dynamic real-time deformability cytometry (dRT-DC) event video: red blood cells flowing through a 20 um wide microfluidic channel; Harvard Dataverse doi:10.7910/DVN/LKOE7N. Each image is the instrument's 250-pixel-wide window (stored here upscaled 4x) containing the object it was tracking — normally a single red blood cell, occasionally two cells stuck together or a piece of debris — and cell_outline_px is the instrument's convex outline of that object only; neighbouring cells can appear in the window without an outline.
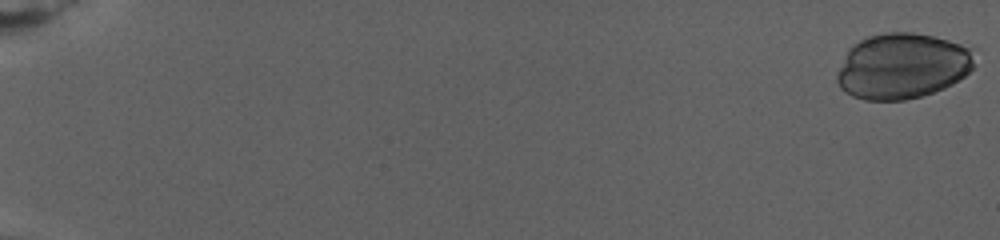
{"species": "human", "species_latin": "Homo sapiens", "temperature_condition": "warm", "stored_images_in_passage": 84, "camera_frame_rate_fps": 3000, "um_per_image_px": 0.085, "donor": {"sex": "female"}, "frame": {"image": 1, "passage_image": 1, "time_ms": 0.0, "image_size_px": [1000, 240], "cell_outline_px": [[972, 68], [964, 76], [952, 84], [944, 88], [920, 96], [904, 100], [864, 100], [852, 96], [844, 92], [840, 88], [836, 80], [836, 72], [848, 48], [852, 44], [868, 36], [884, 32], [912, 32], [932, 36], [948, 40], [960, 44], [968, 48], [972, 60]], "centroid_in_image_um": [76.61, 5.62], "position_along_channel_um": 8.4, "area_um2": 52.48}}
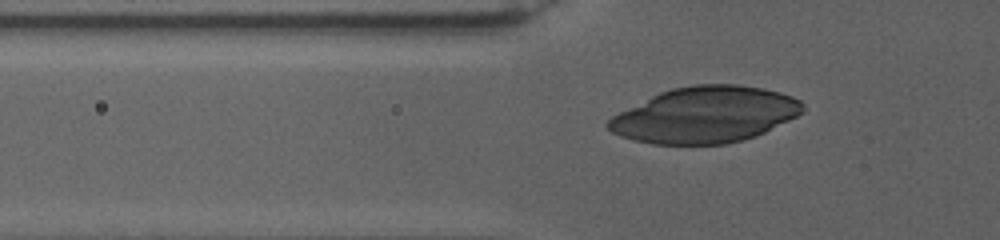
{"frame": {"image": 2, "passage_image": 35, "time_ms": 10.0, "image_size_px": [1000, 240], "cell_outline_px": [[804, 112], [756, 136], [724, 144], [652, 144], [620, 136], [612, 132], [604, 124], [612, 116], [660, 92], [672, 88], [692, 84], [736, 84], [764, 88], [780, 92], [792, 96], [800, 100], [804, 104]], "centroid_in_image_um": [59.94, 9.75], "position_along_channel_um": 65.9, "area_um2": 63.29}}
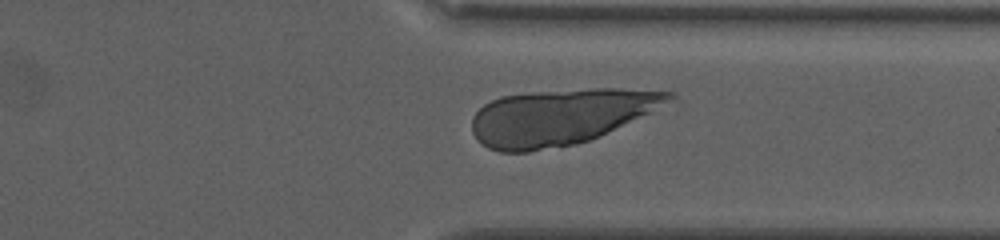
{"frame": {"image": 3, "passage_image": 69, "time_ms": 21.667, "image_size_px": [1000, 240], "cell_outline_px": [[676, 96], [648, 112], [588, 140], [576, 144], [528, 152], [500, 152], [488, 148], [472, 132], [472, 116], [484, 104], [500, 96], [532, 92], [592, 88], [620, 88], [672, 92]], "centroid_in_image_um": [47.53, 9.92], "position_along_channel_um": 363.9, "area_um2": 63.06}}